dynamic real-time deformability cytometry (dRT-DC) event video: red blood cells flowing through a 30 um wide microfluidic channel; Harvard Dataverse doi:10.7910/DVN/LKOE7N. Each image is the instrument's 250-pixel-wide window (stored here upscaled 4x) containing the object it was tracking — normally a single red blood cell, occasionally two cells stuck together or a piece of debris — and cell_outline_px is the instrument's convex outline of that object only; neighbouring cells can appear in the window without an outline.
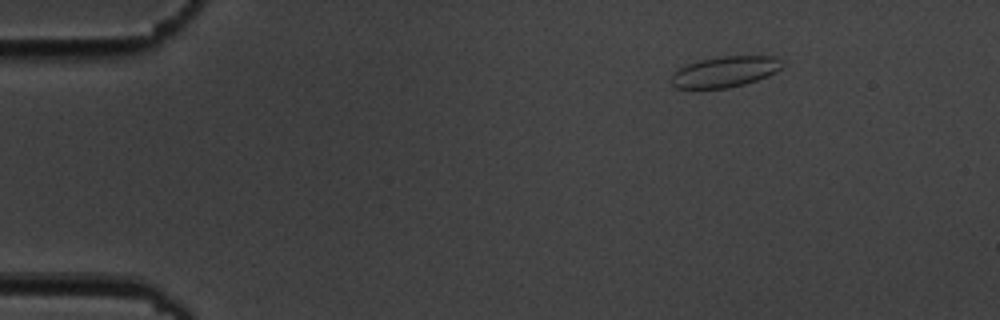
{"species": "common noctule bat (a hibernating species)", "species_latin": "Nyctalus noctula", "temperature_condition": "cold", "stored_images_in_passage": 8, "camera_frame_rate_fps": 3000, "um_per_image_px": 0.085, "animal": {"sex": "male", "body_mass_g": 19.5, "forearm_length_mm": 54.6}, "frame": {"image": 1, "passage_image": 1, "time_ms": 0.0, "image_size_px": [1000, 320], "cell_outline_px": [[784, 64], [776, 72], [768, 76], [744, 84], [728, 88], [676, 88], [672, 84], [672, 76], [680, 68], [688, 64], [700, 60], [720, 56], [772, 56], [784, 60]], "centroid_in_image_um": [61.67, 6.09], "position_along_channel_um": 23.3, "area_um2": 19.77}}
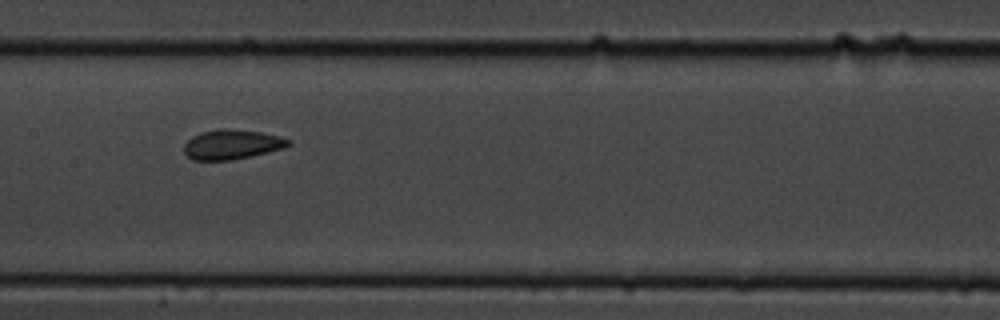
{"frame": {"image": 2, "passage_image": 7, "time_ms": 7.0, "image_size_px": [1000, 320], "cell_outline_px": [[292, 144], [284, 148], [268, 152], [232, 160], [192, 160], [184, 152], [184, 144], [192, 136], [200, 132], [220, 128], [228, 128], [260, 132], [280, 136], [292, 140]], "centroid_in_image_um": [19.72, 12.27], "position_along_channel_um": 187.7, "area_um2": 18.21}}
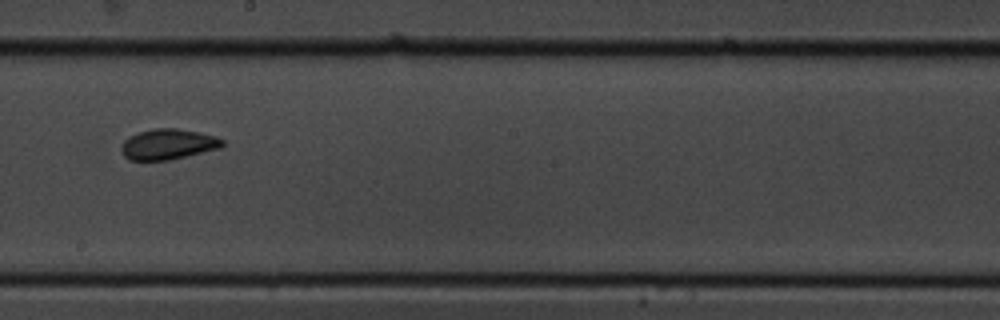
{"frame": {"image": 3, "passage_image": 8, "time_ms": 8.333, "image_size_px": [1000, 320], "cell_outline_px": [[224, 144], [220, 148], [168, 160], [128, 160], [124, 156], [120, 148], [124, 140], [128, 136], [136, 132], [152, 128], [176, 128], [200, 132], [216, 136], [224, 140]], "centroid_in_image_um": [14.26, 12.24], "position_along_channel_um": 233.9, "area_um2": 18.15}}